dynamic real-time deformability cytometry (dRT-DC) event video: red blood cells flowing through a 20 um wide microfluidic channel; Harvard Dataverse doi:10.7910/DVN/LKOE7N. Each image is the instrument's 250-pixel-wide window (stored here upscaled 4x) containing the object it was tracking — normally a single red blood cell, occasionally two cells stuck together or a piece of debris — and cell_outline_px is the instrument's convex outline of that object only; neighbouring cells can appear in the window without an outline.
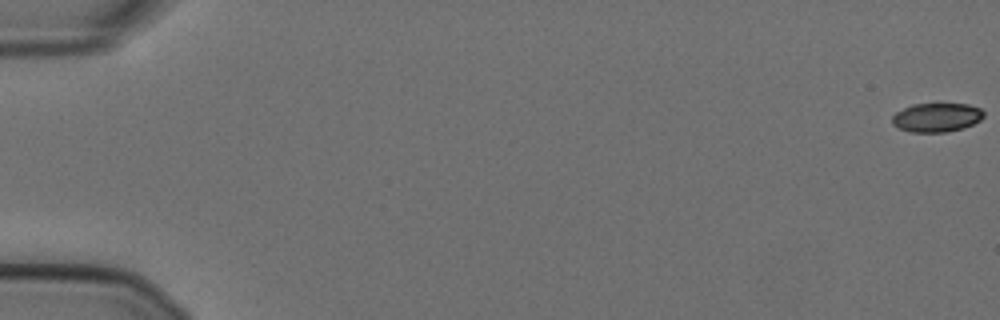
{"species": "Egyptian fruit bat (a non-hibernating species)", "species_latin": "Rousettus aegyptiacus", "temperature_condition": "cold", "stored_images_in_passage": 58, "camera_frame_rate_fps": 3000, "um_per_image_px": 0.085, "animal": {"sex": "female"}, "frame": {"image": 1, "passage_image": 1, "time_ms": 0.0, "image_size_px": [1000, 320], "cell_outline_px": [[984, 116], [980, 120], [964, 128], [944, 132], [912, 132], [900, 128], [892, 124], [892, 116], [896, 112], [912, 104], [968, 104], [980, 108], [984, 112]], "centroid_in_image_um": [79.62, 9.98], "position_along_channel_um": 5.4, "area_um2": 15.37}}
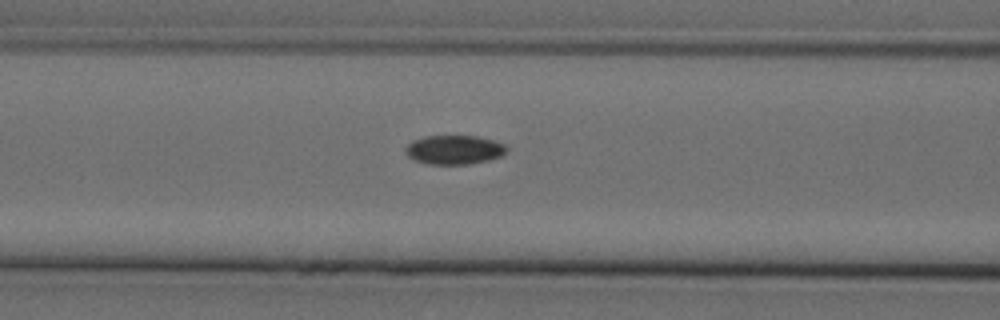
{"frame": {"image": 2, "passage_image": 25, "time_ms": 8.0, "image_size_px": [1000, 320], "cell_outline_px": [[508, 148], [500, 156], [488, 160], [468, 164], [428, 164], [412, 160], [404, 152], [404, 148], [412, 140], [424, 136], [476, 136], [492, 140], [504, 144]], "centroid_in_image_um": [38.54, 12.73], "position_along_channel_um": 128.1, "area_um2": 17.17}}
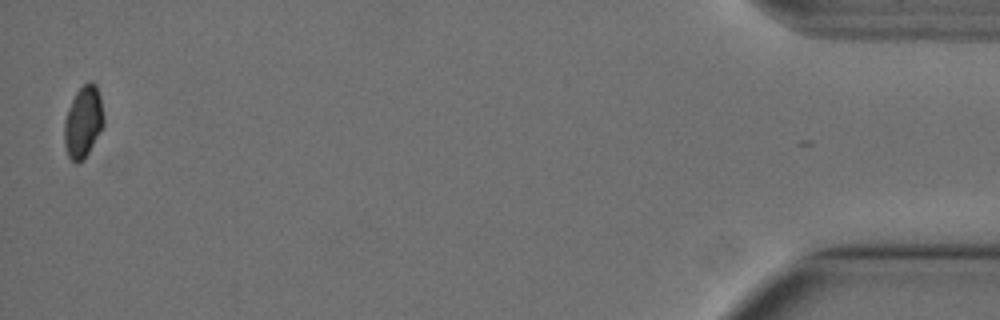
{"frame": {"image": 3, "passage_image": 57, "time_ms": 18.667, "image_size_px": [1000, 320], "cell_outline_px": [[104, 124], [84, 160], [76, 164], [68, 156], [64, 144], [64, 120], [68, 108], [76, 92], [88, 80], [92, 80], [96, 84], [100, 96], [104, 116]], "centroid_in_image_um": [7.07, 10.35], "position_along_channel_um": 428.1, "area_um2": 16.59}}